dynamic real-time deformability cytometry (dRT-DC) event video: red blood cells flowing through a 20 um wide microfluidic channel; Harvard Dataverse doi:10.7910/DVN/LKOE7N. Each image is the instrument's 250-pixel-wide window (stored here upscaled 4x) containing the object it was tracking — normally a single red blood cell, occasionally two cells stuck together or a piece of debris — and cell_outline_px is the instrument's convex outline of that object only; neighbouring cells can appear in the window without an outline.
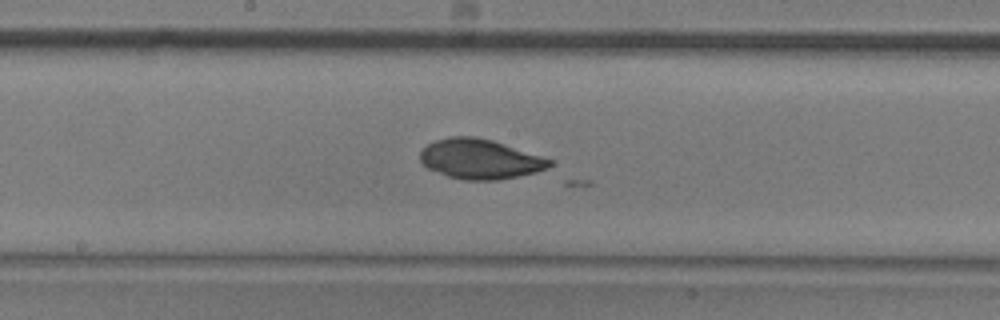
{"species": "common noctule bat (a hibernating species)", "species_latin": "Nyctalus noctula", "temperature_condition": "room temperature", "stored_images_in_passage": 21, "camera_frame_rate_fps": 3000, "um_per_image_px": 0.085, "animal": {"sex": "male", "body_mass_g": 20.5, "forearm_length_mm": 52.5}, "frame": {"image": 1, "passage_image": 16, "time_ms": 5.0, "image_size_px": [1000, 320], "cell_outline_px": [[552, 164], [548, 168], [536, 172], [496, 180], [464, 180], [448, 176], [428, 168], [420, 160], [420, 152], [428, 144], [436, 140], [452, 136], [476, 136], [492, 140], [552, 160]], "centroid_in_image_um": [40.78, 13.52], "position_along_channel_um": 207.4, "area_um2": 29.65}}